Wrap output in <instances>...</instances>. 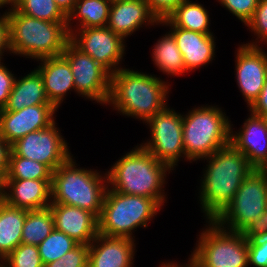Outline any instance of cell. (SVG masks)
<instances>
[{
  "instance_id": "cell-11",
  "label": "cell",
  "mask_w": 267,
  "mask_h": 267,
  "mask_svg": "<svg viewBox=\"0 0 267 267\" xmlns=\"http://www.w3.org/2000/svg\"><path fill=\"white\" fill-rule=\"evenodd\" d=\"M69 63L75 92L100 104H107L111 89V73L71 41L61 54Z\"/></svg>"
},
{
  "instance_id": "cell-4",
  "label": "cell",
  "mask_w": 267,
  "mask_h": 267,
  "mask_svg": "<svg viewBox=\"0 0 267 267\" xmlns=\"http://www.w3.org/2000/svg\"><path fill=\"white\" fill-rule=\"evenodd\" d=\"M8 10L11 53L37 61L62 54L70 41L68 22L37 19L16 8Z\"/></svg>"
},
{
  "instance_id": "cell-13",
  "label": "cell",
  "mask_w": 267,
  "mask_h": 267,
  "mask_svg": "<svg viewBox=\"0 0 267 267\" xmlns=\"http://www.w3.org/2000/svg\"><path fill=\"white\" fill-rule=\"evenodd\" d=\"M74 30L70 33V41L79 50L91 56L111 74L120 69L118 65L125 52V39L122 36L107 26Z\"/></svg>"
},
{
  "instance_id": "cell-36",
  "label": "cell",
  "mask_w": 267,
  "mask_h": 267,
  "mask_svg": "<svg viewBox=\"0 0 267 267\" xmlns=\"http://www.w3.org/2000/svg\"><path fill=\"white\" fill-rule=\"evenodd\" d=\"M246 26L251 29L261 42H267V0H259L252 18Z\"/></svg>"
},
{
  "instance_id": "cell-15",
  "label": "cell",
  "mask_w": 267,
  "mask_h": 267,
  "mask_svg": "<svg viewBox=\"0 0 267 267\" xmlns=\"http://www.w3.org/2000/svg\"><path fill=\"white\" fill-rule=\"evenodd\" d=\"M53 105H33L19 111H0V135L11 146L30 132L48 128L55 122Z\"/></svg>"
},
{
  "instance_id": "cell-10",
  "label": "cell",
  "mask_w": 267,
  "mask_h": 267,
  "mask_svg": "<svg viewBox=\"0 0 267 267\" xmlns=\"http://www.w3.org/2000/svg\"><path fill=\"white\" fill-rule=\"evenodd\" d=\"M145 123L151 128V140L141 146L173 170L181 156L186 158L183 156V115L166 106Z\"/></svg>"
},
{
  "instance_id": "cell-22",
  "label": "cell",
  "mask_w": 267,
  "mask_h": 267,
  "mask_svg": "<svg viewBox=\"0 0 267 267\" xmlns=\"http://www.w3.org/2000/svg\"><path fill=\"white\" fill-rule=\"evenodd\" d=\"M37 68L45 88L48 101L58 109L68 91L74 89V77L68 61L62 56L40 59Z\"/></svg>"
},
{
  "instance_id": "cell-16",
  "label": "cell",
  "mask_w": 267,
  "mask_h": 267,
  "mask_svg": "<svg viewBox=\"0 0 267 267\" xmlns=\"http://www.w3.org/2000/svg\"><path fill=\"white\" fill-rule=\"evenodd\" d=\"M249 116L238 133L230 127V143L254 169H267V119L252 113Z\"/></svg>"
},
{
  "instance_id": "cell-3",
  "label": "cell",
  "mask_w": 267,
  "mask_h": 267,
  "mask_svg": "<svg viewBox=\"0 0 267 267\" xmlns=\"http://www.w3.org/2000/svg\"><path fill=\"white\" fill-rule=\"evenodd\" d=\"M169 170L172 169L167 164L140 145L122 156L106 173L108 186L112 185L110 190L152 198L162 207L166 196L162 187Z\"/></svg>"
},
{
  "instance_id": "cell-31",
  "label": "cell",
  "mask_w": 267,
  "mask_h": 267,
  "mask_svg": "<svg viewBox=\"0 0 267 267\" xmlns=\"http://www.w3.org/2000/svg\"><path fill=\"white\" fill-rule=\"evenodd\" d=\"M16 9L20 13L37 19L50 22H68V17L54 0H20Z\"/></svg>"
},
{
  "instance_id": "cell-9",
  "label": "cell",
  "mask_w": 267,
  "mask_h": 267,
  "mask_svg": "<svg viewBox=\"0 0 267 267\" xmlns=\"http://www.w3.org/2000/svg\"><path fill=\"white\" fill-rule=\"evenodd\" d=\"M197 241L190 255L202 267H248L247 233L226 231L215 221Z\"/></svg>"
},
{
  "instance_id": "cell-27",
  "label": "cell",
  "mask_w": 267,
  "mask_h": 267,
  "mask_svg": "<svg viewBox=\"0 0 267 267\" xmlns=\"http://www.w3.org/2000/svg\"><path fill=\"white\" fill-rule=\"evenodd\" d=\"M152 55V61L163 73L170 76L185 73L182 53L170 31L157 41Z\"/></svg>"
},
{
  "instance_id": "cell-24",
  "label": "cell",
  "mask_w": 267,
  "mask_h": 267,
  "mask_svg": "<svg viewBox=\"0 0 267 267\" xmlns=\"http://www.w3.org/2000/svg\"><path fill=\"white\" fill-rule=\"evenodd\" d=\"M27 211L0 202V260L21 244Z\"/></svg>"
},
{
  "instance_id": "cell-33",
  "label": "cell",
  "mask_w": 267,
  "mask_h": 267,
  "mask_svg": "<svg viewBox=\"0 0 267 267\" xmlns=\"http://www.w3.org/2000/svg\"><path fill=\"white\" fill-rule=\"evenodd\" d=\"M248 261L255 267H267V232L261 229L247 233Z\"/></svg>"
},
{
  "instance_id": "cell-12",
  "label": "cell",
  "mask_w": 267,
  "mask_h": 267,
  "mask_svg": "<svg viewBox=\"0 0 267 267\" xmlns=\"http://www.w3.org/2000/svg\"><path fill=\"white\" fill-rule=\"evenodd\" d=\"M28 133L11 145V151L20 157L35 160L54 172L70 157L67 142L55 126Z\"/></svg>"
},
{
  "instance_id": "cell-37",
  "label": "cell",
  "mask_w": 267,
  "mask_h": 267,
  "mask_svg": "<svg viewBox=\"0 0 267 267\" xmlns=\"http://www.w3.org/2000/svg\"><path fill=\"white\" fill-rule=\"evenodd\" d=\"M150 11L158 18H166L184 0H145Z\"/></svg>"
},
{
  "instance_id": "cell-38",
  "label": "cell",
  "mask_w": 267,
  "mask_h": 267,
  "mask_svg": "<svg viewBox=\"0 0 267 267\" xmlns=\"http://www.w3.org/2000/svg\"><path fill=\"white\" fill-rule=\"evenodd\" d=\"M15 78L14 74L0 62V109L7 103Z\"/></svg>"
},
{
  "instance_id": "cell-48",
  "label": "cell",
  "mask_w": 267,
  "mask_h": 267,
  "mask_svg": "<svg viewBox=\"0 0 267 267\" xmlns=\"http://www.w3.org/2000/svg\"><path fill=\"white\" fill-rule=\"evenodd\" d=\"M0 267H7V266L2 262V260H0Z\"/></svg>"
},
{
  "instance_id": "cell-35",
  "label": "cell",
  "mask_w": 267,
  "mask_h": 267,
  "mask_svg": "<svg viewBox=\"0 0 267 267\" xmlns=\"http://www.w3.org/2000/svg\"><path fill=\"white\" fill-rule=\"evenodd\" d=\"M245 25L252 18L259 0H218Z\"/></svg>"
},
{
  "instance_id": "cell-25",
  "label": "cell",
  "mask_w": 267,
  "mask_h": 267,
  "mask_svg": "<svg viewBox=\"0 0 267 267\" xmlns=\"http://www.w3.org/2000/svg\"><path fill=\"white\" fill-rule=\"evenodd\" d=\"M208 11L196 2L184 0L166 18L160 20V24L171 27L196 31L203 34H213L209 30Z\"/></svg>"
},
{
  "instance_id": "cell-1",
  "label": "cell",
  "mask_w": 267,
  "mask_h": 267,
  "mask_svg": "<svg viewBox=\"0 0 267 267\" xmlns=\"http://www.w3.org/2000/svg\"><path fill=\"white\" fill-rule=\"evenodd\" d=\"M200 203L208 221H214L230 204L244 178L254 170L247 157L231 143L206 157Z\"/></svg>"
},
{
  "instance_id": "cell-44",
  "label": "cell",
  "mask_w": 267,
  "mask_h": 267,
  "mask_svg": "<svg viewBox=\"0 0 267 267\" xmlns=\"http://www.w3.org/2000/svg\"><path fill=\"white\" fill-rule=\"evenodd\" d=\"M19 1L20 0H0V8L5 4L12 6L10 9L16 8L19 4Z\"/></svg>"
},
{
  "instance_id": "cell-26",
  "label": "cell",
  "mask_w": 267,
  "mask_h": 267,
  "mask_svg": "<svg viewBox=\"0 0 267 267\" xmlns=\"http://www.w3.org/2000/svg\"><path fill=\"white\" fill-rule=\"evenodd\" d=\"M110 7L109 0H77L73 11L68 15L69 33L73 31L70 25L73 17L79 19L80 25H77V29L107 26Z\"/></svg>"
},
{
  "instance_id": "cell-2",
  "label": "cell",
  "mask_w": 267,
  "mask_h": 267,
  "mask_svg": "<svg viewBox=\"0 0 267 267\" xmlns=\"http://www.w3.org/2000/svg\"><path fill=\"white\" fill-rule=\"evenodd\" d=\"M168 86L156 76L122 67L111 74L108 103L123 115L146 122L167 106Z\"/></svg>"
},
{
  "instance_id": "cell-45",
  "label": "cell",
  "mask_w": 267,
  "mask_h": 267,
  "mask_svg": "<svg viewBox=\"0 0 267 267\" xmlns=\"http://www.w3.org/2000/svg\"><path fill=\"white\" fill-rule=\"evenodd\" d=\"M190 260H188V264H185L184 267H202L201 265H199L191 256L189 258ZM180 267H183L182 265Z\"/></svg>"
},
{
  "instance_id": "cell-28",
  "label": "cell",
  "mask_w": 267,
  "mask_h": 267,
  "mask_svg": "<svg viewBox=\"0 0 267 267\" xmlns=\"http://www.w3.org/2000/svg\"><path fill=\"white\" fill-rule=\"evenodd\" d=\"M54 229V217L49 207L27 211L21 243L38 246Z\"/></svg>"
},
{
  "instance_id": "cell-6",
  "label": "cell",
  "mask_w": 267,
  "mask_h": 267,
  "mask_svg": "<svg viewBox=\"0 0 267 267\" xmlns=\"http://www.w3.org/2000/svg\"><path fill=\"white\" fill-rule=\"evenodd\" d=\"M231 126L225 112L217 106H201L183 115L184 156L188 161H196L228 145Z\"/></svg>"
},
{
  "instance_id": "cell-46",
  "label": "cell",
  "mask_w": 267,
  "mask_h": 267,
  "mask_svg": "<svg viewBox=\"0 0 267 267\" xmlns=\"http://www.w3.org/2000/svg\"><path fill=\"white\" fill-rule=\"evenodd\" d=\"M261 230H264L267 232V205H266V210H265V221L261 227Z\"/></svg>"
},
{
  "instance_id": "cell-40",
  "label": "cell",
  "mask_w": 267,
  "mask_h": 267,
  "mask_svg": "<svg viewBox=\"0 0 267 267\" xmlns=\"http://www.w3.org/2000/svg\"><path fill=\"white\" fill-rule=\"evenodd\" d=\"M11 52L10 49V34H9V21L6 12L0 16V61L3 53Z\"/></svg>"
},
{
  "instance_id": "cell-30",
  "label": "cell",
  "mask_w": 267,
  "mask_h": 267,
  "mask_svg": "<svg viewBox=\"0 0 267 267\" xmlns=\"http://www.w3.org/2000/svg\"><path fill=\"white\" fill-rule=\"evenodd\" d=\"M79 243L65 233L54 229L39 245L38 250L43 265L59 260Z\"/></svg>"
},
{
  "instance_id": "cell-47",
  "label": "cell",
  "mask_w": 267,
  "mask_h": 267,
  "mask_svg": "<svg viewBox=\"0 0 267 267\" xmlns=\"http://www.w3.org/2000/svg\"><path fill=\"white\" fill-rule=\"evenodd\" d=\"M160 267H180V265L176 264V263H172V262H168L167 264L163 262V264Z\"/></svg>"
},
{
  "instance_id": "cell-17",
  "label": "cell",
  "mask_w": 267,
  "mask_h": 267,
  "mask_svg": "<svg viewBox=\"0 0 267 267\" xmlns=\"http://www.w3.org/2000/svg\"><path fill=\"white\" fill-rule=\"evenodd\" d=\"M49 208L55 229L77 243L89 245L98 235V218L90 211L61 203H51Z\"/></svg>"
},
{
  "instance_id": "cell-43",
  "label": "cell",
  "mask_w": 267,
  "mask_h": 267,
  "mask_svg": "<svg viewBox=\"0 0 267 267\" xmlns=\"http://www.w3.org/2000/svg\"><path fill=\"white\" fill-rule=\"evenodd\" d=\"M5 192V177L0 174V202L4 201Z\"/></svg>"
},
{
  "instance_id": "cell-41",
  "label": "cell",
  "mask_w": 267,
  "mask_h": 267,
  "mask_svg": "<svg viewBox=\"0 0 267 267\" xmlns=\"http://www.w3.org/2000/svg\"><path fill=\"white\" fill-rule=\"evenodd\" d=\"M11 146L0 135V174L6 176Z\"/></svg>"
},
{
  "instance_id": "cell-21",
  "label": "cell",
  "mask_w": 267,
  "mask_h": 267,
  "mask_svg": "<svg viewBox=\"0 0 267 267\" xmlns=\"http://www.w3.org/2000/svg\"><path fill=\"white\" fill-rule=\"evenodd\" d=\"M170 32L182 53L185 73L210 63L215 57V41L213 34L171 27Z\"/></svg>"
},
{
  "instance_id": "cell-14",
  "label": "cell",
  "mask_w": 267,
  "mask_h": 267,
  "mask_svg": "<svg viewBox=\"0 0 267 267\" xmlns=\"http://www.w3.org/2000/svg\"><path fill=\"white\" fill-rule=\"evenodd\" d=\"M256 42L241 45L236 53V77L240 92L250 107L259 96L267 77V54Z\"/></svg>"
},
{
  "instance_id": "cell-7",
  "label": "cell",
  "mask_w": 267,
  "mask_h": 267,
  "mask_svg": "<svg viewBox=\"0 0 267 267\" xmlns=\"http://www.w3.org/2000/svg\"><path fill=\"white\" fill-rule=\"evenodd\" d=\"M266 205L267 169H254L244 178L230 204L214 221L225 230L249 233L261 229Z\"/></svg>"
},
{
  "instance_id": "cell-32",
  "label": "cell",
  "mask_w": 267,
  "mask_h": 267,
  "mask_svg": "<svg viewBox=\"0 0 267 267\" xmlns=\"http://www.w3.org/2000/svg\"><path fill=\"white\" fill-rule=\"evenodd\" d=\"M2 262L7 267H44L38 246L21 243Z\"/></svg>"
},
{
  "instance_id": "cell-42",
  "label": "cell",
  "mask_w": 267,
  "mask_h": 267,
  "mask_svg": "<svg viewBox=\"0 0 267 267\" xmlns=\"http://www.w3.org/2000/svg\"><path fill=\"white\" fill-rule=\"evenodd\" d=\"M61 11L68 17L73 11L77 0H54Z\"/></svg>"
},
{
  "instance_id": "cell-5",
  "label": "cell",
  "mask_w": 267,
  "mask_h": 267,
  "mask_svg": "<svg viewBox=\"0 0 267 267\" xmlns=\"http://www.w3.org/2000/svg\"><path fill=\"white\" fill-rule=\"evenodd\" d=\"M72 157L52 172L51 203L79 207L99 218L108 188L107 173L103 177L97 171L77 168Z\"/></svg>"
},
{
  "instance_id": "cell-49",
  "label": "cell",
  "mask_w": 267,
  "mask_h": 267,
  "mask_svg": "<svg viewBox=\"0 0 267 267\" xmlns=\"http://www.w3.org/2000/svg\"><path fill=\"white\" fill-rule=\"evenodd\" d=\"M109 1L112 4V3L119 2V1H122V0H109Z\"/></svg>"
},
{
  "instance_id": "cell-39",
  "label": "cell",
  "mask_w": 267,
  "mask_h": 267,
  "mask_svg": "<svg viewBox=\"0 0 267 267\" xmlns=\"http://www.w3.org/2000/svg\"><path fill=\"white\" fill-rule=\"evenodd\" d=\"M250 111L253 115L267 119V77L259 96L250 106Z\"/></svg>"
},
{
  "instance_id": "cell-34",
  "label": "cell",
  "mask_w": 267,
  "mask_h": 267,
  "mask_svg": "<svg viewBox=\"0 0 267 267\" xmlns=\"http://www.w3.org/2000/svg\"><path fill=\"white\" fill-rule=\"evenodd\" d=\"M88 256L89 245L78 244L59 260L50 262L44 267H88Z\"/></svg>"
},
{
  "instance_id": "cell-20",
  "label": "cell",
  "mask_w": 267,
  "mask_h": 267,
  "mask_svg": "<svg viewBox=\"0 0 267 267\" xmlns=\"http://www.w3.org/2000/svg\"><path fill=\"white\" fill-rule=\"evenodd\" d=\"M5 190L4 201L13 207L31 211L51 204V180L5 179Z\"/></svg>"
},
{
  "instance_id": "cell-29",
  "label": "cell",
  "mask_w": 267,
  "mask_h": 267,
  "mask_svg": "<svg viewBox=\"0 0 267 267\" xmlns=\"http://www.w3.org/2000/svg\"><path fill=\"white\" fill-rule=\"evenodd\" d=\"M5 179L51 180L52 171L43 163L17 156L10 151Z\"/></svg>"
},
{
  "instance_id": "cell-18",
  "label": "cell",
  "mask_w": 267,
  "mask_h": 267,
  "mask_svg": "<svg viewBox=\"0 0 267 267\" xmlns=\"http://www.w3.org/2000/svg\"><path fill=\"white\" fill-rule=\"evenodd\" d=\"M134 239L99 234L89 244L88 267H132ZM99 244V245H98Z\"/></svg>"
},
{
  "instance_id": "cell-19",
  "label": "cell",
  "mask_w": 267,
  "mask_h": 267,
  "mask_svg": "<svg viewBox=\"0 0 267 267\" xmlns=\"http://www.w3.org/2000/svg\"><path fill=\"white\" fill-rule=\"evenodd\" d=\"M159 25L145 0H122L111 4L107 27L124 39L140 29L142 24Z\"/></svg>"
},
{
  "instance_id": "cell-8",
  "label": "cell",
  "mask_w": 267,
  "mask_h": 267,
  "mask_svg": "<svg viewBox=\"0 0 267 267\" xmlns=\"http://www.w3.org/2000/svg\"><path fill=\"white\" fill-rule=\"evenodd\" d=\"M161 209L152 198L123 194L107 188L101 215L98 218V233L108 237H127L137 227H147Z\"/></svg>"
},
{
  "instance_id": "cell-23",
  "label": "cell",
  "mask_w": 267,
  "mask_h": 267,
  "mask_svg": "<svg viewBox=\"0 0 267 267\" xmlns=\"http://www.w3.org/2000/svg\"><path fill=\"white\" fill-rule=\"evenodd\" d=\"M33 105H52L37 69L21 79L15 78L7 103L0 111H19Z\"/></svg>"
}]
</instances>
